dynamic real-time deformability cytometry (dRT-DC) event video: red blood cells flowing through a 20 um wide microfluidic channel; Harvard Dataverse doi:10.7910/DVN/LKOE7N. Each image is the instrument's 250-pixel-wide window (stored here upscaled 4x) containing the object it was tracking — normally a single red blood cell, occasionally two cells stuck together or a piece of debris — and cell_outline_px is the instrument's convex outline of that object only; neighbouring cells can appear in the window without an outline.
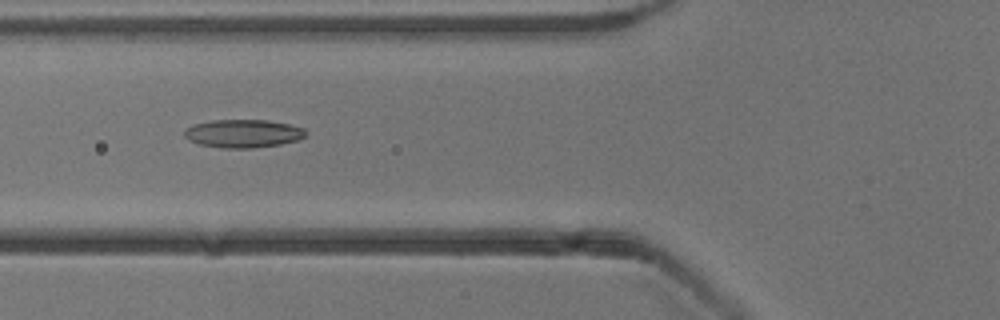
{"species": "common noctule bat (a hibernating species)", "species_latin": "Nyctalus noctula", "temperature_condition": "cold", "stored_images_in_passage": 14, "camera_frame_rate_fps": 3000, "um_per_image_px": 0.085, "animal": {"sex": "male", "body_mass_g": 13.3}, "frame": {"image": 1, "passage_image": 5, "time_ms": 1.333, "image_size_px": [1000, 320], "cell_outline_px": [[308, 132], [304, 136], [296, 140], [280, 144], [252, 148], [224, 148], [200, 144], [188, 140], [184, 136], [184, 132], [188, 128], [196, 124], [212, 120], [268, 120], [288, 124], [304, 128]], "centroid_in_image_um": [20.68, 11.35], "position_along_channel_um": 105.1, "area_um2": 19.71}}
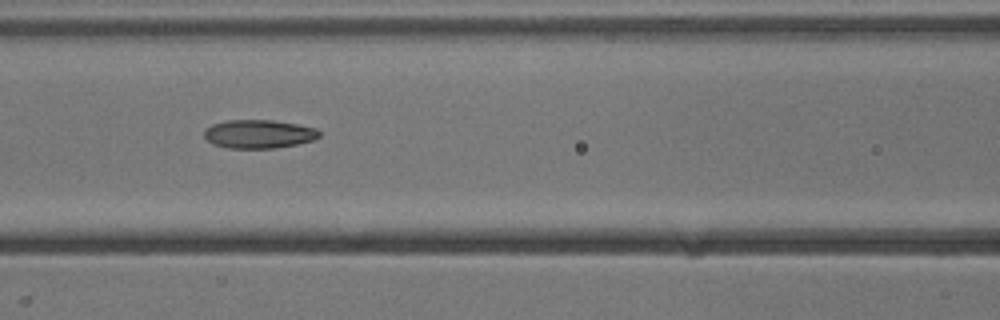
{"frame": {"image": 2, "passage_image": 8, "time_ms": 2.333, "image_size_px": [1000, 320], "cell_outline_px": [[320, 136], [312, 140], [296, 144], [276, 148], [228, 148], [212, 144], [204, 136], [204, 132], [212, 124], [228, 120], [272, 120], [296, 124], [316, 128], [320, 132]], "centroid_in_image_um": [21.99, 11.39], "position_along_channel_um": 144.6, "area_um2": 19.02}}